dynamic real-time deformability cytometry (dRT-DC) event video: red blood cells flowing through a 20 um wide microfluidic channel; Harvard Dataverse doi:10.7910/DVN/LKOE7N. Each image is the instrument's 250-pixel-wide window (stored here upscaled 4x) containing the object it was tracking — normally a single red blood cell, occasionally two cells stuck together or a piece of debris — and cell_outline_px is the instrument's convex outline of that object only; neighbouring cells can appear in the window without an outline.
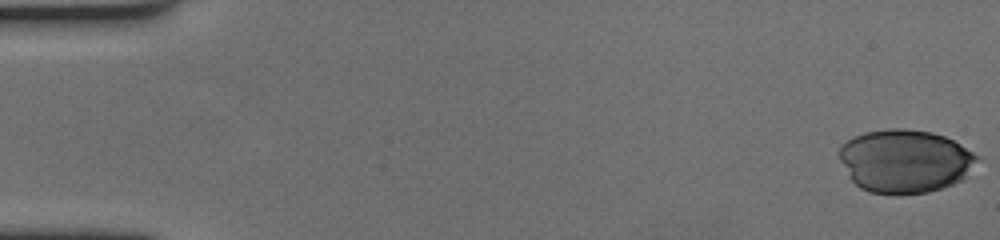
{"species": "human", "species_latin": "Homo sapiens", "temperature_condition": "cold", "stored_images_in_passage": 51, "camera_frame_rate_fps": 3000, "um_per_image_px": 0.085, "donor": {"sex": "female"}, "frame": {"image": 1, "passage_image": 1, "time_ms": 0.0, "image_size_px": [1000, 240], "cell_outline_px": [[980, 160], [960, 180], [952, 184], [928, 192], [900, 196], [892, 196], [868, 192], [860, 188], [852, 180], [840, 160], [840, 148], [848, 140], [864, 132], [892, 128], [904, 128], [932, 132], [944, 136], [960, 144], [972, 152]], "centroid_in_image_um": [76.91, 13.71], "position_along_channel_um": 8.1, "area_um2": 50.86}}
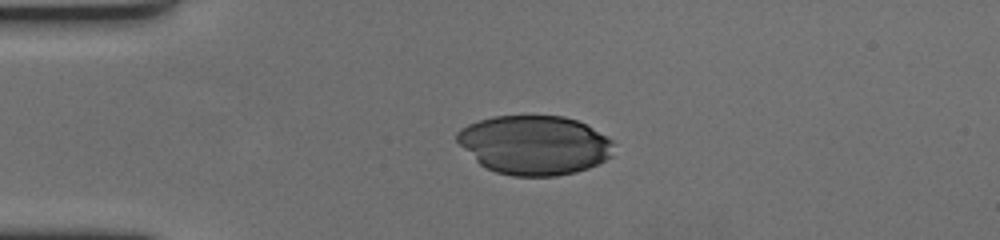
{"frame": {"image": 2, "passage_image": 15, "time_ms": 4.667, "image_size_px": [1000, 240], "cell_outline_px": [[612, 156], [588, 168], [576, 172], [556, 176], [512, 176], [496, 172], [480, 164], [456, 140], [456, 132], [460, 128], [468, 124], [492, 116], [564, 116], [576, 120], [592, 128], [612, 140]], "centroid_in_image_um": [45.41, 12.33], "position_along_channel_um": 39.6, "area_um2": 53.7}}